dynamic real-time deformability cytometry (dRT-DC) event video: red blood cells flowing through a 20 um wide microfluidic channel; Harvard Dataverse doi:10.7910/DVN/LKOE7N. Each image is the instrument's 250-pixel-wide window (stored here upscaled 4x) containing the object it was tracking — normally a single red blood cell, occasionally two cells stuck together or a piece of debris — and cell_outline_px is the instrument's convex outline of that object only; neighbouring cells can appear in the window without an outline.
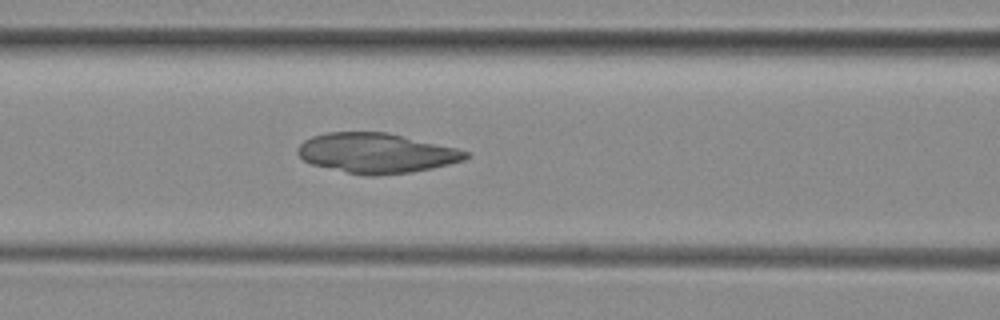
{"species": "common noctule bat (a hibernating species)", "species_latin": "Nyctalus noctula", "temperature_condition": "room temperature", "stored_images_in_passage": 39, "camera_frame_rate_fps": 3000, "um_per_image_px": 0.085, "animal": {"sex": "female", "body_mass_g": 29.2, "forearm_length_mm": 56.3}, "frame": {"image": 1, "passage_image": 9, "time_ms": 2.667, "image_size_px": [1000, 320], "cell_outline_px": [[472, 156], [464, 160], [432, 168], [412, 172], [376, 176], [368, 176], [348, 172], [312, 164], [304, 160], [296, 152], [296, 148], [304, 140], [312, 136], [328, 132], [388, 132], [456, 148], [468, 152]], "centroid_in_image_um": [31.99, 13.01], "position_along_channel_um": 134.6, "area_um2": 39.02}}
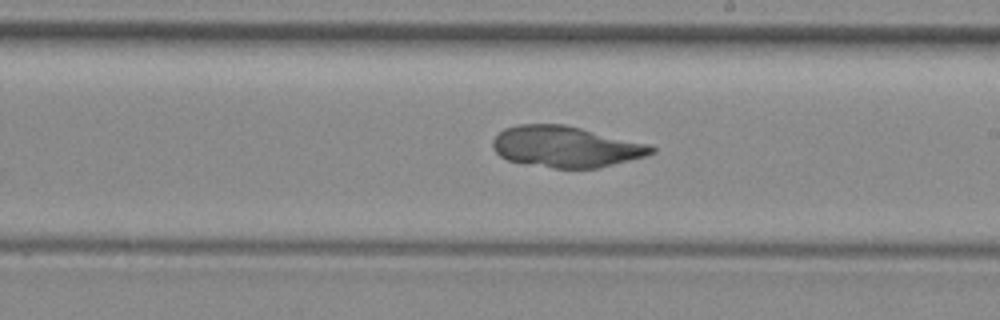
{"frame": {"image": 2, "passage_image": 17, "time_ms": 5.333, "image_size_px": [1000, 320], "cell_outline_px": [[656, 152], [644, 156], [600, 168], [552, 168], [508, 160], [500, 156], [492, 148], [492, 140], [504, 128], [520, 124], [564, 124], [648, 144], [656, 148]], "centroid_in_image_um": [48.08, 12.47], "position_along_channel_um": 240.9, "area_um2": 37.8}}
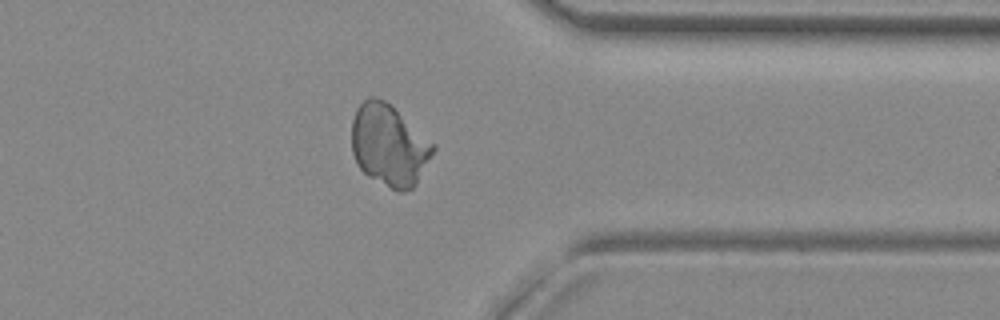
{"frame": {"image": 3, "passage_image": 28, "time_ms": 9.0, "image_size_px": [1000, 320], "cell_outline_px": [[436, 148], [416, 184], [412, 188], [404, 192], [396, 192], [368, 176], [360, 168], [352, 152], [352, 120], [356, 108], [368, 96], [376, 96], [392, 104], [436, 144]], "centroid_in_image_um": [33.09, 12.32], "position_along_channel_um": 378.3, "area_um2": 39.19}}